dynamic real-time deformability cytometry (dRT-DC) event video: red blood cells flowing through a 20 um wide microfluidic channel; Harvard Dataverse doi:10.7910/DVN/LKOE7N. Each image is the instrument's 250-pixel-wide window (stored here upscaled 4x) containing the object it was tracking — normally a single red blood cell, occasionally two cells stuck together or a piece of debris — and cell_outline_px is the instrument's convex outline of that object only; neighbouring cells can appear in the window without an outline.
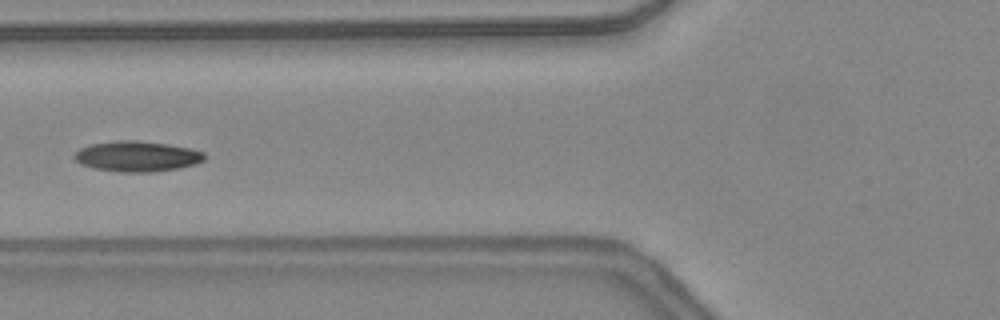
{"species": "common noctule bat (a hibernating species)", "species_latin": "Nyctalus noctula", "temperature_condition": "warm", "stored_images_in_passage": 11, "camera_frame_rate_fps": 3000, "um_per_image_px": 0.085, "animal": {"sex": "female", "body_mass_g": 24.6, "forearm_length_mm": 56.2}, "frame": {"image": 1, "passage_image": 5, "time_ms": 1.333, "image_size_px": [1000, 320], "cell_outline_px": [[204, 160], [196, 164], [180, 168], [148, 172], [120, 172], [96, 168], [80, 164], [72, 156], [80, 148], [88, 144], [116, 140], [136, 140], [168, 144], [192, 148], [204, 152]], "centroid_in_image_um": [11.65, 13.27], "position_along_channel_um": 114.2, "area_um2": 23.24}}